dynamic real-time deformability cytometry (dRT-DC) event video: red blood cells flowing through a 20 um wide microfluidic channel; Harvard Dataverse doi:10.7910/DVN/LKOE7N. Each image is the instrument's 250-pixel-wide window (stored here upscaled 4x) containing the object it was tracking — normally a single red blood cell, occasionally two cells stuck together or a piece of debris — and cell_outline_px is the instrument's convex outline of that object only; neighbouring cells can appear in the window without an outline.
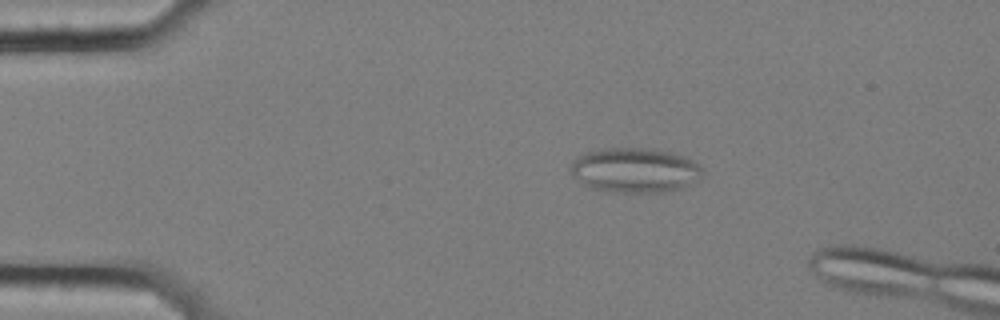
{"species": "common noctule bat (a hibernating species)", "species_latin": "Nyctalus noctula", "temperature_condition": "cold", "stored_images_in_passage": 54, "segment_of_instrument_passage": [1, 2], "camera_frame_rate_fps": 3000, "um_per_image_px": 0.085, "animal": {"sex": "female", "body_mass_g": 25.1}, "frame": {"image": 1, "passage_image": 11, "time_ms": 3.333, "image_size_px": [1000, 320], "cell_outline_px": [[704, 172], [696, 180], [680, 188], [660, 192], [608, 192], [584, 188], [572, 176], [568, 168], [572, 160], [588, 152], [600, 148], [644, 148], [668, 152], [684, 156], [692, 160], [704, 168]], "centroid_in_image_um": [53.87, 14.48], "position_along_channel_um": 31.1, "area_um2": 34.74}}